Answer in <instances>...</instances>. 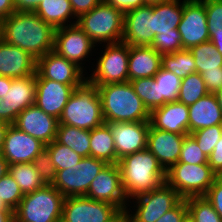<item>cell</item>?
<instances>
[{
  "label": "cell",
  "instance_id": "6da1fadb",
  "mask_svg": "<svg viewBox=\"0 0 222 222\" xmlns=\"http://www.w3.org/2000/svg\"><path fill=\"white\" fill-rule=\"evenodd\" d=\"M55 29L34 12H14L3 19L2 40L36 60L54 50Z\"/></svg>",
  "mask_w": 222,
  "mask_h": 222
},
{
  "label": "cell",
  "instance_id": "7a4b0ae2",
  "mask_svg": "<svg viewBox=\"0 0 222 222\" xmlns=\"http://www.w3.org/2000/svg\"><path fill=\"white\" fill-rule=\"evenodd\" d=\"M117 164L122 187L130 203L132 198L155 190L165 182L166 171L148 149L127 155Z\"/></svg>",
  "mask_w": 222,
  "mask_h": 222
},
{
  "label": "cell",
  "instance_id": "3957f363",
  "mask_svg": "<svg viewBox=\"0 0 222 222\" xmlns=\"http://www.w3.org/2000/svg\"><path fill=\"white\" fill-rule=\"evenodd\" d=\"M105 123L150 122V111L130 82L97 86Z\"/></svg>",
  "mask_w": 222,
  "mask_h": 222
},
{
  "label": "cell",
  "instance_id": "277c9868",
  "mask_svg": "<svg viewBox=\"0 0 222 222\" xmlns=\"http://www.w3.org/2000/svg\"><path fill=\"white\" fill-rule=\"evenodd\" d=\"M105 123L96 85L86 80L75 88L59 118V124L92 130Z\"/></svg>",
  "mask_w": 222,
  "mask_h": 222
},
{
  "label": "cell",
  "instance_id": "5b68a950",
  "mask_svg": "<svg viewBox=\"0 0 222 222\" xmlns=\"http://www.w3.org/2000/svg\"><path fill=\"white\" fill-rule=\"evenodd\" d=\"M64 198L52 184H45L24 195L14 210V222H61Z\"/></svg>",
  "mask_w": 222,
  "mask_h": 222
},
{
  "label": "cell",
  "instance_id": "8992f818",
  "mask_svg": "<svg viewBox=\"0 0 222 222\" xmlns=\"http://www.w3.org/2000/svg\"><path fill=\"white\" fill-rule=\"evenodd\" d=\"M124 14L102 0L90 12L77 18L79 26L91 39L98 44L122 42ZM98 43V44H97Z\"/></svg>",
  "mask_w": 222,
  "mask_h": 222
},
{
  "label": "cell",
  "instance_id": "52a82bcc",
  "mask_svg": "<svg viewBox=\"0 0 222 222\" xmlns=\"http://www.w3.org/2000/svg\"><path fill=\"white\" fill-rule=\"evenodd\" d=\"M216 177L208 164L176 163L166 171L165 182L187 199L205 196Z\"/></svg>",
  "mask_w": 222,
  "mask_h": 222
},
{
  "label": "cell",
  "instance_id": "ba28073f",
  "mask_svg": "<svg viewBox=\"0 0 222 222\" xmlns=\"http://www.w3.org/2000/svg\"><path fill=\"white\" fill-rule=\"evenodd\" d=\"M132 199V202L136 199L134 202L136 205L133 206L135 212L130 208L126 210L124 216L127 222H156L183 198L172 186L164 182L155 190L140 194Z\"/></svg>",
  "mask_w": 222,
  "mask_h": 222
},
{
  "label": "cell",
  "instance_id": "9c48e42d",
  "mask_svg": "<svg viewBox=\"0 0 222 222\" xmlns=\"http://www.w3.org/2000/svg\"><path fill=\"white\" fill-rule=\"evenodd\" d=\"M104 52L87 80L96 86L128 82L129 45L124 42L103 44ZM106 46V47H105Z\"/></svg>",
  "mask_w": 222,
  "mask_h": 222
},
{
  "label": "cell",
  "instance_id": "30bf717a",
  "mask_svg": "<svg viewBox=\"0 0 222 222\" xmlns=\"http://www.w3.org/2000/svg\"><path fill=\"white\" fill-rule=\"evenodd\" d=\"M124 214L114 205L86 196L65 197L61 222H118Z\"/></svg>",
  "mask_w": 222,
  "mask_h": 222
},
{
  "label": "cell",
  "instance_id": "8fae6325",
  "mask_svg": "<svg viewBox=\"0 0 222 222\" xmlns=\"http://www.w3.org/2000/svg\"><path fill=\"white\" fill-rule=\"evenodd\" d=\"M104 160L91 156L83 157L77 165L59 170L53 186L64 196H85L93 179L105 167Z\"/></svg>",
  "mask_w": 222,
  "mask_h": 222
},
{
  "label": "cell",
  "instance_id": "7c38bea8",
  "mask_svg": "<svg viewBox=\"0 0 222 222\" xmlns=\"http://www.w3.org/2000/svg\"><path fill=\"white\" fill-rule=\"evenodd\" d=\"M85 196L93 200L112 204L123 214H125L128 206H130L122 187L118 164H106L91 182Z\"/></svg>",
  "mask_w": 222,
  "mask_h": 222
},
{
  "label": "cell",
  "instance_id": "4fadbf2b",
  "mask_svg": "<svg viewBox=\"0 0 222 222\" xmlns=\"http://www.w3.org/2000/svg\"><path fill=\"white\" fill-rule=\"evenodd\" d=\"M36 74L23 78H11L5 97L0 98V121L13 124L27 107L35 105Z\"/></svg>",
  "mask_w": 222,
  "mask_h": 222
},
{
  "label": "cell",
  "instance_id": "5bb4252c",
  "mask_svg": "<svg viewBox=\"0 0 222 222\" xmlns=\"http://www.w3.org/2000/svg\"><path fill=\"white\" fill-rule=\"evenodd\" d=\"M95 47L88 35L76 24L55 29L54 51L83 71V60L89 57Z\"/></svg>",
  "mask_w": 222,
  "mask_h": 222
},
{
  "label": "cell",
  "instance_id": "9a60e30c",
  "mask_svg": "<svg viewBox=\"0 0 222 222\" xmlns=\"http://www.w3.org/2000/svg\"><path fill=\"white\" fill-rule=\"evenodd\" d=\"M177 29L183 49H190L210 39L205 5L201 0H183V15Z\"/></svg>",
  "mask_w": 222,
  "mask_h": 222
},
{
  "label": "cell",
  "instance_id": "2e32d148",
  "mask_svg": "<svg viewBox=\"0 0 222 222\" xmlns=\"http://www.w3.org/2000/svg\"><path fill=\"white\" fill-rule=\"evenodd\" d=\"M84 72L54 50L36 60V79H49L66 85H82L87 80Z\"/></svg>",
  "mask_w": 222,
  "mask_h": 222
},
{
  "label": "cell",
  "instance_id": "e0dca14e",
  "mask_svg": "<svg viewBox=\"0 0 222 222\" xmlns=\"http://www.w3.org/2000/svg\"><path fill=\"white\" fill-rule=\"evenodd\" d=\"M45 146L46 144L41 140L11 124L5 134L1 155L9 165L32 163L35 157L45 149Z\"/></svg>",
  "mask_w": 222,
  "mask_h": 222
},
{
  "label": "cell",
  "instance_id": "ac0fdd59",
  "mask_svg": "<svg viewBox=\"0 0 222 222\" xmlns=\"http://www.w3.org/2000/svg\"><path fill=\"white\" fill-rule=\"evenodd\" d=\"M111 130L116 149L117 163L123 157L147 149L150 122L106 123Z\"/></svg>",
  "mask_w": 222,
  "mask_h": 222
},
{
  "label": "cell",
  "instance_id": "d6986e66",
  "mask_svg": "<svg viewBox=\"0 0 222 222\" xmlns=\"http://www.w3.org/2000/svg\"><path fill=\"white\" fill-rule=\"evenodd\" d=\"M12 125L47 145L56 139L59 119L32 105L23 110Z\"/></svg>",
  "mask_w": 222,
  "mask_h": 222
},
{
  "label": "cell",
  "instance_id": "ffe728a7",
  "mask_svg": "<svg viewBox=\"0 0 222 222\" xmlns=\"http://www.w3.org/2000/svg\"><path fill=\"white\" fill-rule=\"evenodd\" d=\"M152 5H144L124 14L122 42L129 46H151Z\"/></svg>",
  "mask_w": 222,
  "mask_h": 222
},
{
  "label": "cell",
  "instance_id": "44dd1931",
  "mask_svg": "<svg viewBox=\"0 0 222 222\" xmlns=\"http://www.w3.org/2000/svg\"><path fill=\"white\" fill-rule=\"evenodd\" d=\"M80 85H66L49 79H36L35 105L46 114L60 118L63 109Z\"/></svg>",
  "mask_w": 222,
  "mask_h": 222
},
{
  "label": "cell",
  "instance_id": "7402d4cb",
  "mask_svg": "<svg viewBox=\"0 0 222 222\" xmlns=\"http://www.w3.org/2000/svg\"><path fill=\"white\" fill-rule=\"evenodd\" d=\"M154 128L150 124L147 149L157 158L165 171L178 163L184 136Z\"/></svg>",
  "mask_w": 222,
  "mask_h": 222
},
{
  "label": "cell",
  "instance_id": "603a6c76",
  "mask_svg": "<svg viewBox=\"0 0 222 222\" xmlns=\"http://www.w3.org/2000/svg\"><path fill=\"white\" fill-rule=\"evenodd\" d=\"M150 124L159 130L189 134V109L184 103L174 101L153 109Z\"/></svg>",
  "mask_w": 222,
  "mask_h": 222
},
{
  "label": "cell",
  "instance_id": "cb8c5ba5",
  "mask_svg": "<svg viewBox=\"0 0 222 222\" xmlns=\"http://www.w3.org/2000/svg\"><path fill=\"white\" fill-rule=\"evenodd\" d=\"M36 74V59L18 46L0 41V75L23 78Z\"/></svg>",
  "mask_w": 222,
  "mask_h": 222
},
{
  "label": "cell",
  "instance_id": "d4e9b609",
  "mask_svg": "<svg viewBox=\"0 0 222 222\" xmlns=\"http://www.w3.org/2000/svg\"><path fill=\"white\" fill-rule=\"evenodd\" d=\"M162 67V55L151 46H129L128 82L154 77Z\"/></svg>",
  "mask_w": 222,
  "mask_h": 222
},
{
  "label": "cell",
  "instance_id": "484cf974",
  "mask_svg": "<svg viewBox=\"0 0 222 222\" xmlns=\"http://www.w3.org/2000/svg\"><path fill=\"white\" fill-rule=\"evenodd\" d=\"M189 109V134L194 131L222 125V111L214 93H208L194 104L188 106Z\"/></svg>",
  "mask_w": 222,
  "mask_h": 222
},
{
  "label": "cell",
  "instance_id": "4316f807",
  "mask_svg": "<svg viewBox=\"0 0 222 222\" xmlns=\"http://www.w3.org/2000/svg\"><path fill=\"white\" fill-rule=\"evenodd\" d=\"M183 15V1L169 0L152 4V33L178 32Z\"/></svg>",
  "mask_w": 222,
  "mask_h": 222
},
{
  "label": "cell",
  "instance_id": "83f0119b",
  "mask_svg": "<svg viewBox=\"0 0 222 222\" xmlns=\"http://www.w3.org/2000/svg\"><path fill=\"white\" fill-rule=\"evenodd\" d=\"M34 13L54 29L71 26L77 22L69 0H42ZM70 18L76 21L70 22Z\"/></svg>",
  "mask_w": 222,
  "mask_h": 222
},
{
  "label": "cell",
  "instance_id": "f1b7e54d",
  "mask_svg": "<svg viewBox=\"0 0 222 222\" xmlns=\"http://www.w3.org/2000/svg\"><path fill=\"white\" fill-rule=\"evenodd\" d=\"M90 156L107 164H117L114 139L106 123L90 130Z\"/></svg>",
  "mask_w": 222,
  "mask_h": 222
},
{
  "label": "cell",
  "instance_id": "f546056e",
  "mask_svg": "<svg viewBox=\"0 0 222 222\" xmlns=\"http://www.w3.org/2000/svg\"><path fill=\"white\" fill-rule=\"evenodd\" d=\"M55 140L82 157L90 156V130L59 124Z\"/></svg>",
  "mask_w": 222,
  "mask_h": 222
},
{
  "label": "cell",
  "instance_id": "4dcf8cb0",
  "mask_svg": "<svg viewBox=\"0 0 222 222\" xmlns=\"http://www.w3.org/2000/svg\"><path fill=\"white\" fill-rule=\"evenodd\" d=\"M9 173L24 195L32 193L45 185L32 163L11 164L9 165Z\"/></svg>",
  "mask_w": 222,
  "mask_h": 222
},
{
  "label": "cell",
  "instance_id": "1f68e13d",
  "mask_svg": "<svg viewBox=\"0 0 222 222\" xmlns=\"http://www.w3.org/2000/svg\"><path fill=\"white\" fill-rule=\"evenodd\" d=\"M189 50L193 54L196 72L199 74L207 70H220V67H222V55L218 53L210 40L192 46Z\"/></svg>",
  "mask_w": 222,
  "mask_h": 222
},
{
  "label": "cell",
  "instance_id": "d6a6232c",
  "mask_svg": "<svg viewBox=\"0 0 222 222\" xmlns=\"http://www.w3.org/2000/svg\"><path fill=\"white\" fill-rule=\"evenodd\" d=\"M162 68L174 73L181 79L196 72L193 54L189 49L162 55Z\"/></svg>",
  "mask_w": 222,
  "mask_h": 222
},
{
  "label": "cell",
  "instance_id": "836d02e7",
  "mask_svg": "<svg viewBox=\"0 0 222 222\" xmlns=\"http://www.w3.org/2000/svg\"><path fill=\"white\" fill-rule=\"evenodd\" d=\"M154 80L159 90V107L177 101L182 82L181 78L161 67L154 75Z\"/></svg>",
  "mask_w": 222,
  "mask_h": 222
},
{
  "label": "cell",
  "instance_id": "e575fe53",
  "mask_svg": "<svg viewBox=\"0 0 222 222\" xmlns=\"http://www.w3.org/2000/svg\"><path fill=\"white\" fill-rule=\"evenodd\" d=\"M208 93L202 75L195 72L182 79L177 101L190 106Z\"/></svg>",
  "mask_w": 222,
  "mask_h": 222
},
{
  "label": "cell",
  "instance_id": "d590c367",
  "mask_svg": "<svg viewBox=\"0 0 222 222\" xmlns=\"http://www.w3.org/2000/svg\"><path fill=\"white\" fill-rule=\"evenodd\" d=\"M45 149L49 152L52 164L56 167L57 171L71 168L72 165H77L83 158L81 155L77 154L69 147L58 143L56 140L47 144Z\"/></svg>",
  "mask_w": 222,
  "mask_h": 222
},
{
  "label": "cell",
  "instance_id": "8d00e7d4",
  "mask_svg": "<svg viewBox=\"0 0 222 222\" xmlns=\"http://www.w3.org/2000/svg\"><path fill=\"white\" fill-rule=\"evenodd\" d=\"M188 214L195 222H222V218L204 196L186 199Z\"/></svg>",
  "mask_w": 222,
  "mask_h": 222
},
{
  "label": "cell",
  "instance_id": "74e56055",
  "mask_svg": "<svg viewBox=\"0 0 222 222\" xmlns=\"http://www.w3.org/2000/svg\"><path fill=\"white\" fill-rule=\"evenodd\" d=\"M135 93L151 112L159 107V90L154 77H145L131 80Z\"/></svg>",
  "mask_w": 222,
  "mask_h": 222
},
{
  "label": "cell",
  "instance_id": "f35d334b",
  "mask_svg": "<svg viewBox=\"0 0 222 222\" xmlns=\"http://www.w3.org/2000/svg\"><path fill=\"white\" fill-rule=\"evenodd\" d=\"M23 197L19 185L9 172L0 178V199L11 210L14 211L18 207Z\"/></svg>",
  "mask_w": 222,
  "mask_h": 222
},
{
  "label": "cell",
  "instance_id": "ab89813d",
  "mask_svg": "<svg viewBox=\"0 0 222 222\" xmlns=\"http://www.w3.org/2000/svg\"><path fill=\"white\" fill-rule=\"evenodd\" d=\"M198 147L208 157L222 136V125H214L191 133Z\"/></svg>",
  "mask_w": 222,
  "mask_h": 222
},
{
  "label": "cell",
  "instance_id": "60d3db41",
  "mask_svg": "<svg viewBox=\"0 0 222 222\" xmlns=\"http://www.w3.org/2000/svg\"><path fill=\"white\" fill-rule=\"evenodd\" d=\"M178 163L208 164V157L198 147L197 142L191 134L184 136Z\"/></svg>",
  "mask_w": 222,
  "mask_h": 222
},
{
  "label": "cell",
  "instance_id": "b9f144b4",
  "mask_svg": "<svg viewBox=\"0 0 222 222\" xmlns=\"http://www.w3.org/2000/svg\"><path fill=\"white\" fill-rule=\"evenodd\" d=\"M151 47L161 55L183 50L181 35L179 32H166L155 35Z\"/></svg>",
  "mask_w": 222,
  "mask_h": 222
},
{
  "label": "cell",
  "instance_id": "7bdbcfd3",
  "mask_svg": "<svg viewBox=\"0 0 222 222\" xmlns=\"http://www.w3.org/2000/svg\"><path fill=\"white\" fill-rule=\"evenodd\" d=\"M32 164L45 184H53L56 179V167L52 164L49 152L44 149L33 160Z\"/></svg>",
  "mask_w": 222,
  "mask_h": 222
},
{
  "label": "cell",
  "instance_id": "ee69618b",
  "mask_svg": "<svg viewBox=\"0 0 222 222\" xmlns=\"http://www.w3.org/2000/svg\"><path fill=\"white\" fill-rule=\"evenodd\" d=\"M207 14L209 34L222 29V0H201Z\"/></svg>",
  "mask_w": 222,
  "mask_h": 222
},
{
  "label": "cell",
  "instance_id": "f6af8a7d",
  "mask_svg": "<svg viewBox=\"0 0 222 222\" xmlns=\"http://www.w3.org/2000/svg\"><path fill=\"white\" fill-rule=\"evenodd\" d=\"M222 218V176H217L204 196Z\"/></svg>",
  "mask_w": 222,
  "mask_h": 222
},
{
  "label": "cell",
  "instance_id": "bcb514c9",
  "mask_svg": "<svg viewBox=\"0 0 222 222\" xmlns=\"http://www.w3.org/2000/svg\"><path fill=\"white\" fill-rule=\"evenodd\" d=\"M187 215L188 207L186 204V199H182L176 206L171 208L156 222H183Z\"/></svg>",
  "mask_w": 222,
  "mask_h": 222
},
{
  "label": "cell",
  "instance_id": "7dc6e473",
  "mask_svg": "<svg viewBox=\"0 0 222 222\" xmlns=\"http://www.w3.org/2000/svg\"><path fill=\"white\" fill-rule=\"evenodd\" d=\"M209 93L222 88V67L220 70H207L201 74Z\"/></svg>",
  "mask_w": 222,
  "mask_h": 222
},
{
  "label": "cell",
  "instance_id": "c3c4849f",
  "mask_svg": "<svg viewBox=\"0 0 222 222\" xmlns=\"http://www.w3.org/2000/svg\"><path fill=\"white\" fill-rule=\"evenodd\" d=\"M208 165L217 176H222V136L208 156Z\"/></svg>",
  "mask_w": 222,
  "mask_h": 222
},
{
  "label": "cell",
  "instance_id": "681fc988",
  "mask_svg": "<svg viewBox=\"0 0 222 222\" xmlns=\"http://www.w3.org/2000/svg\"><path fill=\"white\" fill-rule=\"evenodd\" d=\"M108 5L120 10L123 14L146 5L143 0H104Z\"/></svg>",
  "mask_w": 222,
  "mask_h": 222
},
{
  "label": "cell",
  "instance_id": "f907efd6",
  "mask_svg": "<svg viewBox=\"0 0 222 222\" xmlns=\"http://www.w3.org/2000/svg\"><path fill=\"white\" fill-rule=\"evenodd\" d=\"M73 13L78 18L80 15L90 12L95 8L102 0H69Z\"/></svg>",
  "mask_w": 222,
  "mask_h": 222
},
{
  "label": "cell",
  "instance_id": "816d5d0a",
  "mask_svg": "<svg viewBox=\"0 0 222 222\" xmlns=\"http://www.w3.org/2000/svg\"><path fill=\"white\" fill-rule=\"evenodd\" d=\"M42 0H13L15 12H34Z\"/></svg>",
  "mask_w": 222,
  "mask_h": 222
},
{
  "label": "cell",
  "instance_id": "f5cc1de1",
  "mask_svg": "<svg viewBox=\"0 0 222 222\" xmlns=\"http://www.w3.org/2000/svg\"><path fill=\"white\" fill-rule=\"evenodd\" d=\"M14 12L13 0H0V18H8Z\"/></svg>",
  "mask_w": 222,
  "mask_h": 222
},
{
  "label": "cell",
  "instance_id": "db71d44e",
  "mask_svg": "<svg viewBox=\"0 0 222 222\" xmlns=\"http://www.w3.org/2000/svg\"><path fill=\"white\" fill-rule=\"evenodd\" d=\"M209 40L216 47L218 53L220 55H222V29L221 30H216V32L211 33Z\"/></svg>",
  "mask_w": 222,
  "mask_h": 222
},
{
  "label": "cell",
  "instance_id": "11a10c76",
  "mask_svg": "<svg viewBox=\"0 0 222 222\" xmlns=\"http://www.w3.org/2000/svg\"><path fill=\"white\" fill-rule=\"evenodd\" d=\"M7 86H11V78L0 75V98L5 97Z\"/></svg>",
  "mask_w": 222,
  "mask_h": 222
},
{
  "label": "cell",
  "instance_id": "9f6ffc18",
  "mask_svg": "<svg viewBox=\"0 0 222 222\" xmlns=\"http://www.w3.org/2000/svg\"><path fill=\"white\" fill-rule=\"evenodd\" d=\"M0 222H14V211L0 210Z\"/></svg>",
  "mask_w": 222,
  "mask_h": 222
},
{
  "label": "cell",
  "instance_id": "6f0895ef",
  "mask_svg": "<svg viewBox=\"0 0 222 222\" xmlns=\"http://www.w3.org/2000/svg\"><path fill=\"white\" fill-rule=\"evenodd\" d=\"M10 124L0 121V153L3 147V142L5 139V134Z\"/></svg>",
  "mask_w": 222,
  "mask_h": 222
},
{
  "label": "cell",
  "instance_id": "680465c9",
  "mask_svg": "<svg viewBox=\"0 0 222 222\" xmlns=\"http://www.w3.org/2000/svg\"><path fill=\"white\" fill-rule=\"evenodd\" d=\"M9 172V164L0 153V178Z\"/></svg>",
  "mask_w": 222,
  "mask_h": 222
},
{
  "label": "cell",
  "instance_id": "91938a15",
  "mask_svg": "<svg viewBox=\"0 0 222 222\" xmlns=\"http://www.w3.org/2000/svg\"><path fill=\"white\" fill-rule=\"evenodd\" d=\"M216 99H217V102L221 108V111H222V88L217 90L215 93H214Z\"/></svg>",
  "mask_w": 222,
  "mask_h": 222
},
{
  "label": "cell",
  "instance_id": "94428289",
  "mask_svg": "<svg viewBox=\"0 0 222 222\" xmlns=\"http://www.w3.org/2000/svg\"><path fill=\"white\" fill-rule=\"evenodd\" d=\"M145 4L152 5V4H157L161 2H166L169 0H143Z\"/></svg>",
  "mask_w": 222,
  "mask_h": 222
},
{
  "label": "cell",
  "instance_id": "6125c7cd",
  "mask_svg": "<svg viewBox=\"0 0 222 222\" xmlns=\"http://www.w3.org/2000/svg\"><path fill=\"white\" fill-rule=\"evenodd\" d=\"M0 210H11V209L0 199Z\"/></svg>",
  "mask_w": 222,
  "mask_h": 222
},
{
  "label": "cell",
  "instance_id": "be15d7a7",
  "mask_svg": "<svg viewBox=\"0 0 222 222\" xmlns=\"http://www.w3.org/2000/svg\"><path fill=\"white\" fill-rule=\"evenodd\" d=\"M2 32H3V19L0 18V41H2Z\"/></svg>",
  "mask_w": 222,
  "mask_h": 222
},
{
  "label": "cell",
  "instance_id": "e7e4bbea",
  "mask_svg": "<svg viewBox=\"0 0 222 222\" xmlns=\"http://www.w3.org/2000/svg\"><path fill=\"white\" fill-rule=\"evenodd\" d=\"M183 222H195V221H194L193 218L188 214V215L185 217V219L183 220Z\"/></svg>",
  "mask_w": 222,
  "mask_h": 222
},
{
  "label": "cell",
  "instance_id": "03108f58",
  "mask_svg": "<svg viewBox=\"0 0 222 222\" xmlns=\"http://www.w3.org/2000/svg\"><path fill=\"white\" fill-rule=\"evenodd\" d=\"M118 222H127L125 216H123Z\"/></svg>",
  "mask_w": 222,
  "mask_h": 222
}]
</instances>
